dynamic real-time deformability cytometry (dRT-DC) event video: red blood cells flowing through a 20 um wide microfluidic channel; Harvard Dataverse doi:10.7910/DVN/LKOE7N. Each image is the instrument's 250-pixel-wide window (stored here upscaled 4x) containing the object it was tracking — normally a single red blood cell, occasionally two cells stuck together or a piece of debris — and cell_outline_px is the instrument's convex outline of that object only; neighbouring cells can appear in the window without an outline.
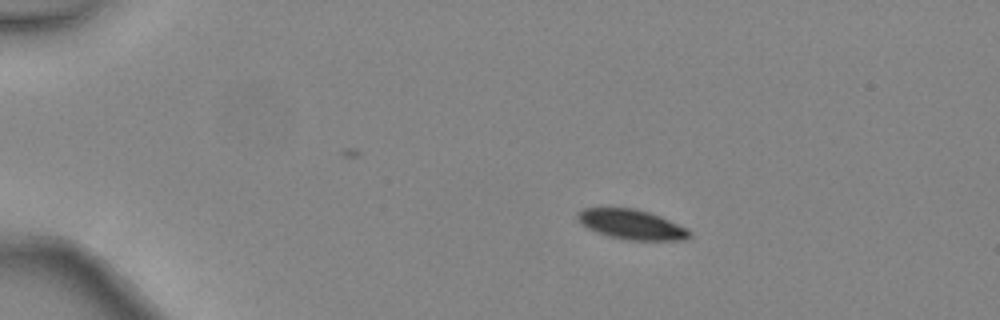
{"species": "common noctule bat (a hibernating species)", "species_latin": "Nyctalus noctula", "temperature_condition": "warm", "stored_images_in_passage": 34, "camera_frame_rate_fps": 3000, "um_per_image_px": 0.085, "animal": {"sex": "female", "body_mass_g": 24.6, "forearm_length_mm": 56.2}, "frame": {"image": 1, "passage_image": 1, "time_ms": 0.0, "image_size_px": [1000, 320], "cell_outline_px": [[692, 236], [684, 240], [628, 240], [608, 236], [596, 232], [580, 224], [576, 216], [576, 212], [584, 208], [636, 208], [660, 216], [688, 228]], "centroid_in_image_um": [53.67, 19.08], "position_along_channel_um": 31.3, "area_um2": 19.59}}
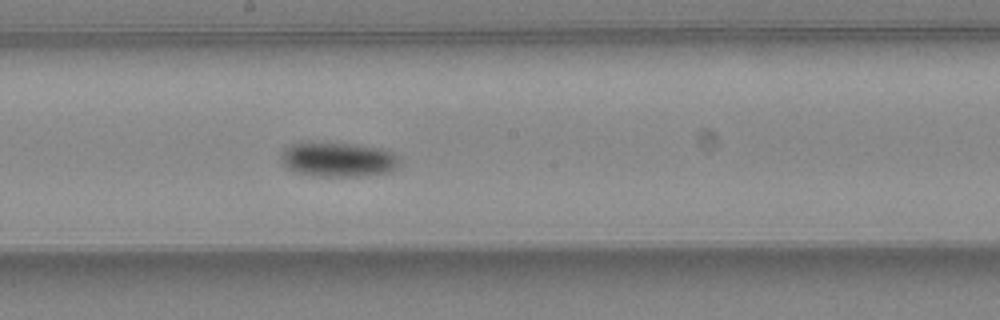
{"frame": {"image": 2, "passage_image": 19, "time_ms": 6.0, "image_size_px": [1000, 320], "cell_outline_px": [[400, 160], [396, 168], [392, 172], [368, 176], [312, 176], [292, 172], [280, 160], [280, 156], [284, 148], [292, 144], [352, 144], [380, 148], [392, 152]], "centroid_in_image_um": [28.75, 13.6], "position_along_channel_um": 219.4, "area_um2": 23.76}}
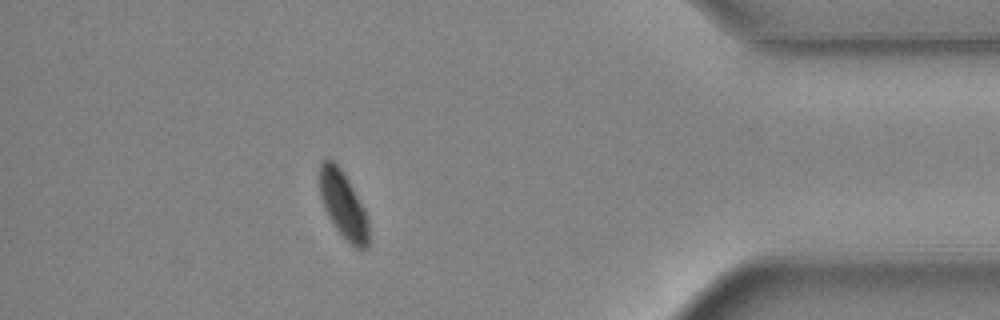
{"frame": {"image": 3, "passage_image": 34, "time_ms": 11.0, "image_size_px": [1000, 320], "cell_outline_px": [[368, 244], [364, 248], [356, 248], [336, 228], [328, 216], [324, 208], [320, 196], [320, 160], [328, 156], [340, 168], [364, 208], [368, 220]], "centroid_in_image_um": [29.14, 17.36], "position_along_channel_um": 406.1, "area_um2": 18.67}, "authors_computed_cell_mechanics": {"area_um2": 21.964, "velocity_mm_per_s": 4.4592, "shape_relaxation_time_tau1_ms": 1.6044, "shape_relaxation_time_tau2_ms": null, "deformation_change_tau1": 0.0739, "deformation_change_tau2": null}}